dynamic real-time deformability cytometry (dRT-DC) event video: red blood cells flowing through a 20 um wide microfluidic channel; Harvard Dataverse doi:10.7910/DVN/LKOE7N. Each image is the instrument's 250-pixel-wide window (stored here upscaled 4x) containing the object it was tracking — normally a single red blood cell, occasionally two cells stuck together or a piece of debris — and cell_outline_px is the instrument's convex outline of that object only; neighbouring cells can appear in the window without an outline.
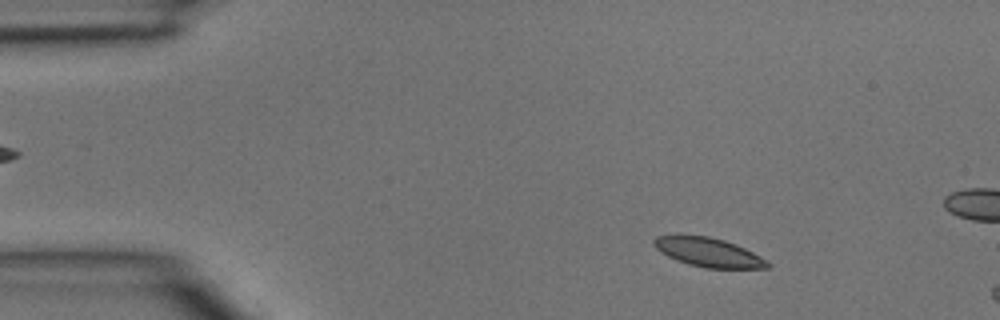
{"species": "common noctule bat (a hibernating species)", "species_latin": "Nyctalus noctula", "temperature_condition": "room temperature", "stored_images_in_passage": 10, "camera_frame_rate_fps": 3000, "um_per_image_px": 0.085, "animal": {"sex": "male", "body_mass_g": 15.6}, "frame": {"image": 1, "passage_image": 5, "time_ms": 1.333, "image_size_px": [1000, 320], "cell_outline_px": [[772, 264], [768, 268], [704, 268], [688, 264], [676, 260], [660, 252], [652, 244], [652, 240], [656, 236], [708, 236], [724, 240], [736, 244], [768, 260]], "centroid_in_image_um": [60.23, 21.46], "position_along_channel_um": 24.8, "area_um2": 19.13}}